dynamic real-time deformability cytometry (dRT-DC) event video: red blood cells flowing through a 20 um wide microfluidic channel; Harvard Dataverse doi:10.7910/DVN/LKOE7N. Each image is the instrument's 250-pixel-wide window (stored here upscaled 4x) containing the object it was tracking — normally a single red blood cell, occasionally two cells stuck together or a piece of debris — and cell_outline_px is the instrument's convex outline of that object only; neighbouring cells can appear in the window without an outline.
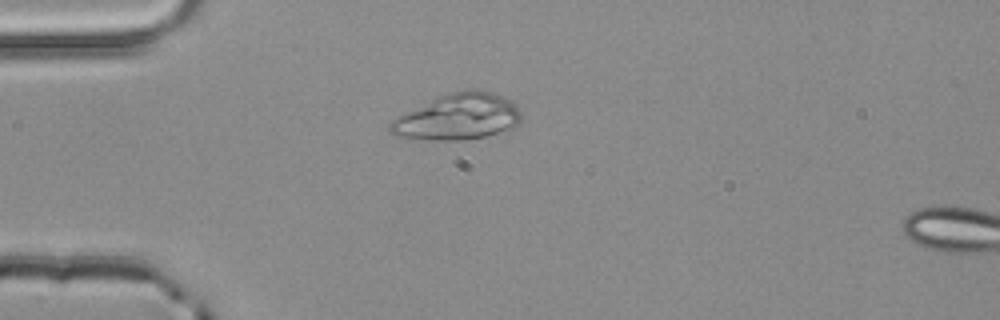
{"species": "common noctule bat (a hibernating species)", "species_latin": "Nyctalus noctula", "temperature_condition": "room temperature", "stored_images_in_passage": 3, "camera_frame_rate_fps": 3000, "um_per_image_px": 0.085, "animal": {"sex": "male", "body_mass_g": 20.4}, "frame": {"image": 1, "passage_image": 3, "time_ms": 0.667, "image_size_px": [1000, 320], "cell_outline_px": [[520, 124], [512, 128], [484, 136], [464, 140], [432, 140], [396, 136], [388, 132], [388, 124], [392, 120], [448, 92], [472, 88], [476, 88], [492, 92], [504, 96], [512, 100], [520, 112]], "centroid_in_image_um": [38.95, 9.92], "position_along_channel_um": 46.0, "area_um2": 35.03}}